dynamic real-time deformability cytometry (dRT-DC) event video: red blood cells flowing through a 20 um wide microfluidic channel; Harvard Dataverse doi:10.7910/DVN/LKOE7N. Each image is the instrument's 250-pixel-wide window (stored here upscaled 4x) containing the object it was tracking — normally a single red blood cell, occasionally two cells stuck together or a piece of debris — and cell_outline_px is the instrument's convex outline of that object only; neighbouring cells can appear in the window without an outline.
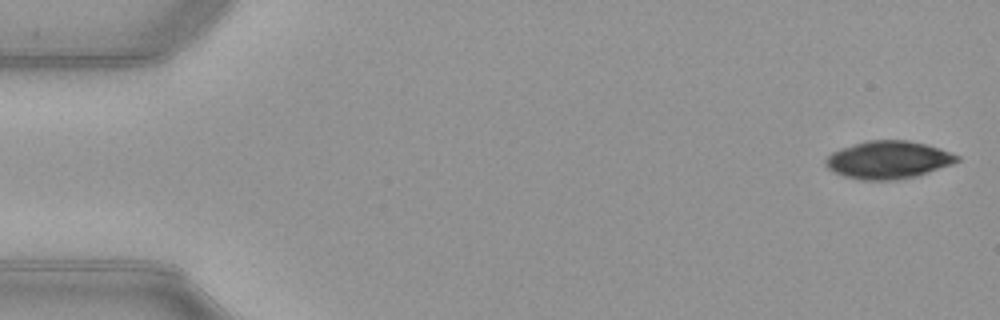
{"species": "common noctule bat (a hibernating species)", "species_latin": "Nyctalus noctula", "temperature_condition": "warm", "stored_images_in_passage": 51, "camera_frame_rate_fps": 3000, "um_per_image_px": 0.085, "animal": {"sex": "female", "body_mass_g": 21.9}, "frame": {"image": 1, "passage_image": 2, "time_ms": 0.333, "image_size_px": [1000, 320], "cell_outline_px": [[960, 160], [952, 164], [916, 176], [896, 180], [860, 180], [844, 176], [828, 168], [824, 164], [824, 160], [832, 152], [840, 148], [868, 140], [908, 140], [940, 148], [960, 156]], "centroid_in_image_um": [75.49, 13.59], "position_along_channel_um": 9.5, "area_um2": 28.84}}
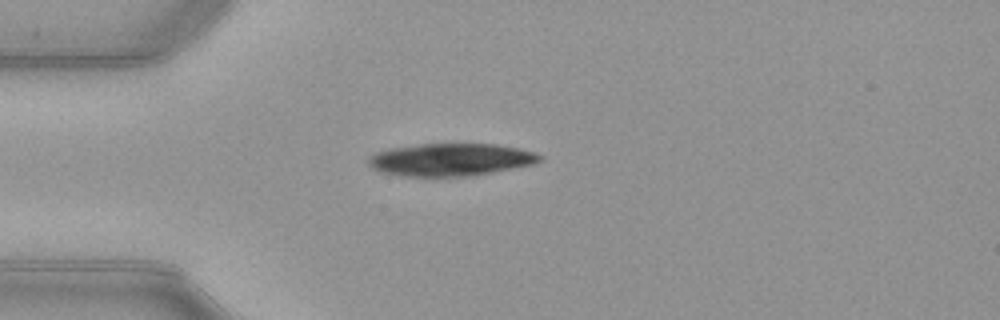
{"frame": {"image": 2, "passage_image": 14, "time_ms": 4.333, "image_size_px": [1000, 320], "cell_outline_px": [[544, 160], [532, 164], [488, 172], [464, 176], [404, 176], [380, 172], [372, 168], [368, 164], [368, 156], [376, 152], [388, 148], [420, 144], [496, 144], [520, 148], [536, 152], [544, 156]], "centroid_in_image_um": [38.28, 13.55], "position_along_channel_um": 46.7, "area_um2": 32.43}}
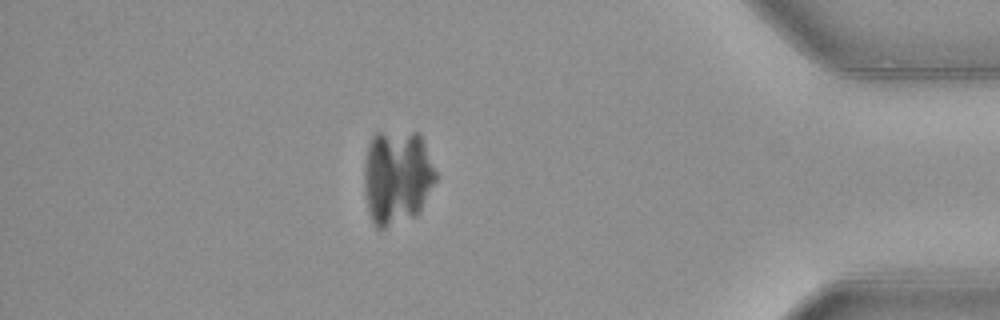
{"frame": {"image": 3, "passage_image": 45, "time_ms": 14.667, "image_size_px": [1000, 320], "cell_outline_px": [[436, 180], [420, 208], [412, 216], [384, 228], [376, 228], [368, 212], [364, 188], [364, 168], [368, 144], [372, 136], [376, 132], [420, 132], [436, 172]], "centroid_in_image_um": [33.72, 15.0], "position_along_channel_um": 401.5, "area_um2": 39.3}}